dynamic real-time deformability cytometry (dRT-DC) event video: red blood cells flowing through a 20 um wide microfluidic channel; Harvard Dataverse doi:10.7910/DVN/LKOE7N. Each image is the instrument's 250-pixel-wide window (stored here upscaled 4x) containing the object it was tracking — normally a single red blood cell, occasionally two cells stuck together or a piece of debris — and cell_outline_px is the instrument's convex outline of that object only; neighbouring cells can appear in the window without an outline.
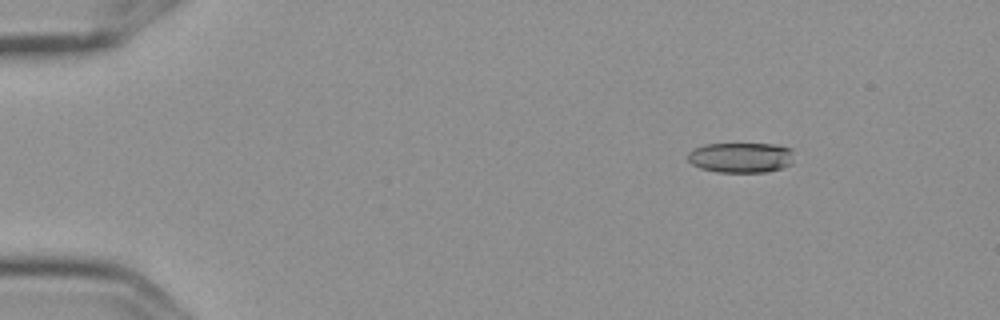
{"species": "Egyptian fruit bat (a non-hibernating species)", "species_latin": "Rousettus aegyptiacus", "temperature_condition": "cold", "stored_images_in_passage": 6, "camera_frame_rate_fps": 3000, "um_per_image_px": 0.085, "frame": {"image": 1, "passage_image": 3, "time_ms": 0.667, "image_size_px": [1000, 320], "cell_outline_px": [[792, 164], [768, 172], [716, 172], [700, 168], [692, 164], [688, 160], [688, 152], [692, 148], [704, 144], [776, 144], [792, 148]], "centroid_in_image_um": [62.96, 13.38], "position_along_channel_um": 22.0, "area_um2": 18.9}}
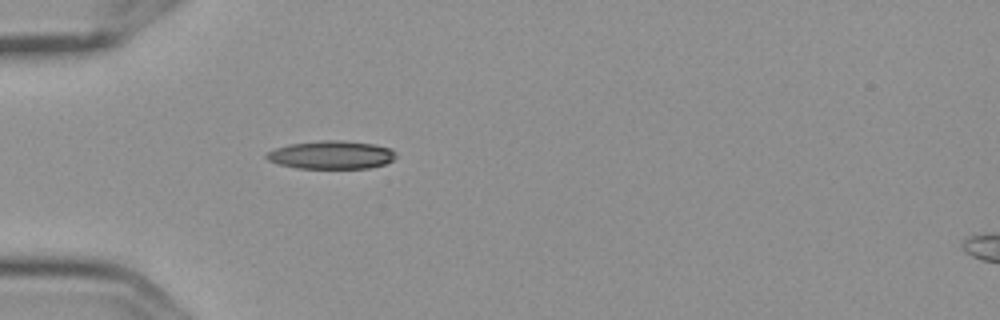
{"frame": {"image": 2, "passage_image": 6, "time_ms": 1.667, "image_size_px": [1000, 320], "cell_outline_px": [[396, 156], [392, 160], [384, 164], [368, 168], [296, 168], [280, 164], [268, 160], [264, 156], [268, 152], [276, 148], [288, 144], [320, 140], [344, 140], [376, 144], [392, 148], [396, 152]], "centroid_in_image_um": [28.19, 13.15], "position_along_channel_um": 56.8, "area_um2": 21.39}}